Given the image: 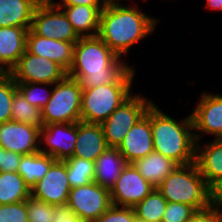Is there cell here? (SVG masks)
<instances>
[{"label": "cell", "mask_w": 222, "mask_h": 222, "mask_svg": "<svg viewBox=\"0 0 222 222\" xmlns=\"http://www.w3.org/2000/svg\"><path fill=\"white\" fill-rule=\"evenodd\" d=\"M125 62L98 35L80 37L67 76L78 80L82 89L96 88L115 83L131 67Z\"/></svg>", "instance_id": "6da1fadb"}, {"label": "cell", "mask_w": 222, "mask_h": 222, "mask_svg": "<svg viewBox=\"0 0 222 222\" xmlns=\"http://www.w3.org/2000/svg\"><path fill=\"white\" fill-rule=\"evenodd\" d=\"M158 22L155 17H150L135 5L127 6L119 1H111L101 11L97 35L122 58L123 55H128L131 46L150 36Z\"/></svg>", "instance_id": "7a4b0ae2"}, {"label": "cell", "mask_w": 222, "mask_h": 222, "mask_svg": "<svg viewBox=\"0 0 222 222\" xmlns=\"http://www.w3.org/2000/svg\"><path fill=\"white\" fill-rule=\"evenodd\" d=\"M150 124L155 152L179 165L195 162L196 139L191 113L177 121L153 103L150 106Z\"/></svg>", "instance_id": "3957f363"}, {"label": "cell", "mask_w": 222, "mask_h": 222, "mask_svg": "<svg viewBox=\"0 0 222 222\" xmlns=\"http://www.w3.org/2000/svg\"><path fill=\"white\" fill-rule=\"evenodd\" d=\"M135 71L134 67H130L115 83L82 89L81 121L102 124L132 95Z\"/></svg>", "instance_id": "277c9868"}, {"label": "cell", "mask_w": 222, "mask_h": 222, "mask_svg": "<svg viewBox=\"0 0 222 222\" xmlns=\"http://www.w3.org/2000/svg\"><path fill=\"white\" fill-rule=\"evenodd\" d=\"M157 189L167 202L185 203L196 211L210 207L208 184L195 162L179 165Z\"/></svg>", "instance_id": "5b68a950"}, {"label": "cell", "mask_w": 222, "mask_h": 222, "mask_svg": "<svg viewBox=\"0 0 222 222\" xmlns=\"http://www.w3.org/2000/svg\"><path fill=\"white\" fill-rule=\"evenodd\" d=\"M53 86L51 98L41 110L43 126L81 121L82 88L79 81L66 76Z\"/></svg>", "instance_id": "8992f818"}, {"label": "cell", "mask_w": 222, "mask_h": 222, "mask_svg": "<svg viewBox=\"0 0 222 222\" xmlns=\"http://www.w3.org/2000/svg\"><path fill=\"white\" fill-rule=\"evenodd\" d=\"M141 94H132L101 124L108 147L118 148L128 131L154 103Z\"/></svg>", "instance_id": "52a82bcc"}, {"label": "cell", "mask_w": 222, "mask_h": 222, "mask_svg": "<svg viewBox=\"0 0 222 222\" xmlns=\"http://www.w3.org/2000/svg\"><path fill=\"white\" fill-rule=\"evenodd\" d=\"M30 29L36 35L53 40L77 42L80 38L64 11L51 0H42L37 5Z\"/></svg>", "instance_id": "ba28073f"}, {"label": "cell", "mask_w": 222, "mask_h": 222, "mask_svg": "<svg viewBox=\"0 0 222 222\" xmlns=\"http://www.w3.org/2000/svg\"><path fill=\"white\" fill-rule=\"evenodd\" d=\"M67 205L85 222H94L113 204L110 190L97 182L71 188Z\"/></svg>", "instance_id": "9c48e42d"}, {"label": "cell", "mask_w": 222, "mask_h": 222, "mask_svg": "<svg viewBox=\"0 0 222 222\" xmlns=\"http://www.w3.org/2000/svg\"><path fill=\"white\" fill-rule=\"evenodd\" d=\"M15 83L55 84L67 76V71L46 57L33 55L27 50L10 70Z\"/></svg>", "instance_id": "30bf717a"}, {"label": "cell", "mask_w": 222, "mask_h": 222, "mask_svg": "<svg viewBox=\"0 0 222 222\" xmlns=\"http://www.w3.org/2000/svg\"><path fill=\"white\" fill-rule=\"evenodd\" d=\"M155 187L144 179L132 163H128L110 190L112 204L120 207H135Z\"/></svg>", "instance_id": "8fae6325"}, {"label": "cell", "mask_w": 222, "mask_h": 222, "mask_svg": "<svg viewBox=\"0 0 222 222\" xmlns=\"http://www.w3.org/2000/svg\"><path fill=\"white\" fill-rule=\"evenodd\" d=\"M76 141L77 122L51 123L40 129L39 151L63 161L73 156Z\"/></svg>", "instance_id": "7c38bea8"}, {"label": "cell", "mask_w": 222, "mask_h": 222, "mask_svg": "<svg viewBox=\"0 0 222 222\" xmlns=\"http://www.w3.org/2000/svg\"><path fill=\"white\" fill-rule=\"evenodd\" d=\"M195 107L191 117L196 142L204 134L222 138V95L204 92Z\"/></svg>", "instance_id": "4fadbf2b"}, {"label": "cell", "mask_w": 222, "mask_h": 222, "mask_svg": "<svg viewBox=\"0 0 222 222\" xmlns=\"http://www.w3.org/2000/svg\"><path fill=\"white\" fill-rule=\"evenodd\" d=\"M71 187L64 161L56 160L45 176L31 188V196L54 205H66Z\"/></svg>", "instance_id": "5bb4252c"}, {"label": "cell", "mask_w": 222, "mask_h": 222, "mask_svg": "<svg viewBox=\"0 0 222 222\" xmlns=\"http://www.w3.org/2000/svg\"><path fill=\"white\" fill-rule=\"evenodd\" d=\"M40 129L38 127L7 121L0 124V145L7 151L29 155L39 151Z\"/></svg>", "instance_id": "9a60e30c"}, {"label": "cell", "mask_w": 222, "mask_h": 222, "mask_svg": "<svg viewBox=\"0 0 222 222\" xmlns=\"http://www.w3.org/2000/svg\"><path fill=\"white\" fill-rule=\"evenodd\" d=\"M118 150L127 163H133L154 151L150 108L141 120L128 131Z\"/></svg>", "instance_id": "2e32d148"}, {"label": "cell", "mask_w": 222, "mask_h": 222, "mask_svg": "<svg viewBox=\"0 0 222 222\" xmlns=\"http://www.w3.org/2000/svg\"><path fill=\"white\" fill-rule=\"evenodd\" d=\"M75 43L44 38L29 29L26 50L33 55L43 56L58 63L68 72L73 63Z\"/></svg>", "instance_id": "e0dca14e"}, {"label": "cell", "mask_w": 222, "mask_h": 222, "mask_svg": "<svg viewBox=\"0 0 222 222\" xmlns=\"http://www.w3.org/2000/svg\"><path fill=\"white\" fill-rule=\"evenodd\" d=\"M107 148L101 124L77 122V141L72 157L95 162Z\"/></svg>", "instance_id": "ac0fdd59"}, {"label": "cell", "mask_w": 222, "mask_h": 222, "mask_svg": "<svg viewBox=\"0 0 222 222\" xmlns=\"http://www.w3.org/2000/svg\"><path fill=\"white\" fill-rule=\"evenodd\" d=\"M30 28L0 27V68L3 72H10L25 53Z\"/></svg>", "instance_id": "d6986e66"}, {"label": "cell", "mask_w": 222, "mask_h": 222, "mask_svg": "<svg viewBox=\"0 0 222 222\" xmlns=\"http://www.w3.org/2000/svg\"><path fill=\"white\" fill-rule=\"evenodd\" d=\"M196 142V159L201 175L209 185L213 180L222 176V138L201 145Z\"/></svg>", "instance_id": "ffe728a7"}, {"label": "cell", "mask_w": 222, "mask_h": 222, "mask_svg": "<svg viewBox=\"0 0 222 222\" xmlns=\"http://www.w3.org/2000/svg\"><path fill=\"white\" fill-rule=\"evenodd\" d=\"M42 0H0V27H31Z\"/></svg>", "instance_id": "44dd1931"}, {"label": "cell", "mask_w": 222, "mask_h": 222, "mask_svg": "<svg viewBox=\"0 0 222 222\" xmlns=\"http://www.w3.org/2000/svg\"><path fill=\"white\" fill-rule=\"evenodd\" d=\"M127 164L118 148L108 147L95 161L94 182L111 190Z\"/></svg>", "instance_id": "7402d4cb"}, {"label": "cell", "mask_w": 222, "mask_h": 222, "mask_svg": "<svg viewBox=\"0 0 222 222\" xmlns=\"http://www.w3.org/2000/svg\"><path fill=\"white\" fill-rule=\"evenodd\" d=\"M132 164L139 174L155 188L179 166L174 160L155 151L144 158L135 160Z\"/></svg>", "instance_id": "603a6c76"}, {"label": "cell", "mask_w": 222, "mask_h": 222, "mask_svg": "<svg viewBox=\"0 0 222 222\" xmlns=\"http://www.w3.org/2000/svg\"><path fill=\"white\" fill-rule=\"evenodd\" d=\"M57 7L64 11L73 30L79 37L96 36L98 34L100 14L104 8L86 5Z\"/></svg>", "instance_id": "cb8c5ba5"}, {"label": "cell", "mask_w": 222, "mask_h": 222, "mask_svg": "<svg viewBox=\"0 0 222 222\" xmlns=\"http://www.w3.org/2000/svg\"><path fill=\"white\" fill-rule=\"evenodd\" d=\"M56 160L40 151L23 155L18 167V173L22 176L30 189L41 180Z\"/></svg>", "instance_id": "d4e9b609"}, {"label": "cell", "mask_w": 222, "mask_h": 222, "mask_svg": "<svg viewBox=\"0 0 222 222\" xmlns=\"http://www.w3.org/2000/svg\"><path fill=\"white\" fill-rule=\"evenodd\" d=\"M30 187L18 172H0V205L26 201Z\"/></svg>", "instance_id": "484cf974"}, {"label": "cell", "mask_w": 222, "mask_h": 222, "mask_svg": "<svg viewBox=\"0 0 222 222\" xmlns=\"http://www.w3.org/2000/svg\"><path fill=\"white\" fill-rule=\"evenodd\" d=\"M167 207V200L157 188L147 195L134 208L137 221L161 222Z\"/></svg>", "instance_id": "4316f807"}, {"label": "cell", "mask_w": 222, "mask_h": 222, "mask_svg": "<svg viewBox=\"0 0 222 222\" xmlns=\"http://www.w3.org/2000/svg\"><path fill=\"white\" fill-rule=\"evenodd\" d=\"M11 120L19 123H26L41 129L43 119L41 109L31 105L17 90L11 104Z\"/></svg>", "instance_id": "83f0119b"}, {"label": "cell", "mask_w": 222, "mask_h": 222, "mask_svg": "<svg viewBox=\"0 0 222 222\" xmlns=\"http://www.w3.org/2000/svg\"><path fill=\"white\" fill-rule=\"evenodd\" d=\"M63 161L67 168V179L71 188L87 185L94 181V161L78 157H69Z\"/></svg>", "instance_id": "f1b7e54d"}, {"label": "cell", "mask_w": 222, "mask_h": 222, "mask_svg": "<svg viewBox=\"0 0 222 222\" xmlns=\"http://www.w3.org/2000/svg\"><path fill=\"white\" fill-rule=\"evenodd\" d=\"M47 87H50V90ZM17 90L33 106L42 110L51 98L53 84L48 83H16ZM52 88V89H51ZM41 90V91H39ZM44 90V91H42ZM46 91V92H45Z\"/></svg>", "instance_id": "f546056e"}, {"label": "cell", "mask_w": 222, "mask_h": 222, "mask_svg": "<svg viewBox=\"0 0 222 222\" xmlns=\"http://www.w3.org/2000/svg\"><path fill=\"white\" fill-rule=\"evenodd\" d=\"M16 91L10 72H3L0 75V124L11 120V104Z\"/></svg>", "instance_id": "4dcf8cb0"}, {"label": "cell", "mask_w": 222, "mask_h": 222, "mask_svg": "<svg viewBox=\"0 0 222 222\" xmlns=\"http://www.w3.org/2000/svg\"><path fill=\"white\" fill-rule=\"evenodd\" d=\"M26 208L28 211L29 222H53L55 214V206L29 196L26 200Z\"/></svg>", "instance_id": "1f68e13d"}, {"label": "cell", "mask_w": 222, "mask_h": 222, "mask_svg": "<svg viewBox=\"0 0 222 222\" xmlns=\"http://www.w3.org/2000/svg\"><path fill=\"white\" fill-rule=\"evenodd\" d=\"M195 211L192 206L185 203L167 202L161 222H187Z\"/></svg>", "instance_id": "d6a6232c"}, {"label": "cell", "mask_w": 222, "mask_h": 222, "mask_svg": "<svg viewBox=\"0 0 222 222\" xmlns=\"http://www.w3.org/2000/svg\"><path fill=\"white\" fill-rule=\"evenodd\" d=\"M26 201L0 205V222H29Z\"/></svg>", "instance_id": "836d02e7"}, {"label": "cell", "mask_w": 222, "mask_h": 222, "mask_svg": "<svg viewBox=\"0 0 222 222\" xmlns=\"http://www.w3.org/2000/svg\"><path fill=\"white\" fill-rule=\"evenodd\" d=\"M94 222H137L134 208L112 205Z\"/></svg>", "instance_id": "e575fe53"}, {"label": "cell", "mask_w": 222, "mask_h": 222, "mask_svg": "<svg viewBox=\"0 0 222 222\" xmlns=\"http://www.w3.org/2000/svg\"><path fill=\"white\" fill-rule=\"evenodd\" d=\"M209 206L222 213V176L208 185Z\"/></svg>", "instance_id": "d590c367"}, {"label": "cell", "mask_w": 222, "mask_h": 222, "mask_svg": "<svg viewBox=\"0 0 222 222\" xmlns=\"http://www.w3.org/2000/svg\"><path fill=\"white\" fill-rule=\"evenodd\" d=\"M187 222H222V213L214 208L208 207L195 211Z\"/></svg>", "instance_id": "8d00e7d4"}, {"label": "cell", "mask_w": 222, "mask_h": 222, "mask_svg": "<svg viewBox=\"0 0 222 222\" xmlns=\"http://www.w3.org/2000/svg\"><path fill=\"white\" fill-rule=\"evenodd\" d=\"M22 156L19 153L5 150L3 165H0V172H18Z\"/></svg>", "instance_id": "74e56055"}, {"label": "cell", "mask_w": 222, "mask_h": 222, "mask_svg": "<svg viewBox=\"0 0 222 222\" xmlns=\"http://www.w3.org/2000/svg\"><path fill=\"white\" fill-rule=\"evenodd\" d=\"M53 222H85L72 212L70 207L66 205L55 206V214Z\"/></svg>", "instance_id": "f35d334b"}, {"label": "cell", "mask_w": 222, "mask_h": 222, "mask_svg": "<svg viewBox=\"0 0 222 222\" xmlns=\"http://www.w3.org/2000/svg\"><path fill=\"white\" fill-rule=\"evenodd\" d=\"M56 6H75V5H86L95 8H105L106 0H61L55 2L51 0Z\"/></svg>", "instance_id": "ab89813d"}, {"label": "cell", "mask_w": 222, "mask_h": 222, "mask_svg": "<svg viewBox=\"0 0 222 222\" xmlns=\"http://www.w3.org/2000/svg\"><path fill=\"white\" fill-rule=\"evenodd\" d=\"M206 8L213 10L222 11V0H207Z\"/></svg>", "instance_id": "60d3db41"}, {"label": "cell", "mask_w": 222, "mask_h": 222, "mask_svg": "<svg viewBox=\"0 0 222 222\" xmlns=\"http://www.w3.org/2000/svg\"><path fill=\"white\" fill-rule=\"evenodd\" d=\"M5 149L0 145V165H3Z\"/></svg>", "instance_id": "b9f144b4"}, {"label": "cell", "mask_w": 222, "mask_h": 222, "mask_svg": "<svg viewBox=\"0 0 222 222\" xmlns=\"http://www.w3.org/2000/svg\"><path fill=\"white\" fill-rule=\"evenodd\" d=\"M107 2H111V1H118V0H106ZM119 1H121V0H119Z\"/></svg>", "instance_id": "7bdbcfd3"}]
</instances>
